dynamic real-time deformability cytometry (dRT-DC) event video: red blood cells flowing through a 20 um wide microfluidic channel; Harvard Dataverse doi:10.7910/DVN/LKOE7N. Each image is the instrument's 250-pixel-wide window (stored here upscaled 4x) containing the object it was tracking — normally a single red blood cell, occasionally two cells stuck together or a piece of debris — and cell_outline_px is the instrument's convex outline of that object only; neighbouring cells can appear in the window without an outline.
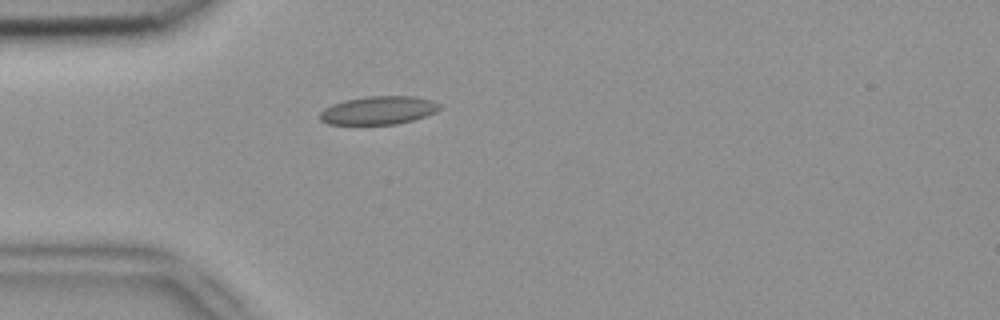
{"species": "common noctule bat (a hibernating species)", "species_latin": "Nyctalus noctula", "temperature_condition": "room temperature", "stored_images_in_passage": 1, "camera_frame_rate_fps": 3000, "um_per_image_px": 0.085, "animal": {"sex": "female", "body_mass_g": 18.4}, "frame": {"image": 1, "passage_image": 1, "time_ms": 0.0, "image_size_px": [1000, 320], "cell_outline_px": [[440, 108], [436, 112], [412, 120], [396, 124], [328, 124], [320, 120], [320, 112], [324, 108], [332, 104], [344, 100], [368, 96], [412, 96], [432, 100], [440, 104]], "centroid_in_image_um": [32.15, 9.37], "position_along_channel_um": 52.8, "area_um2": 19.65}}